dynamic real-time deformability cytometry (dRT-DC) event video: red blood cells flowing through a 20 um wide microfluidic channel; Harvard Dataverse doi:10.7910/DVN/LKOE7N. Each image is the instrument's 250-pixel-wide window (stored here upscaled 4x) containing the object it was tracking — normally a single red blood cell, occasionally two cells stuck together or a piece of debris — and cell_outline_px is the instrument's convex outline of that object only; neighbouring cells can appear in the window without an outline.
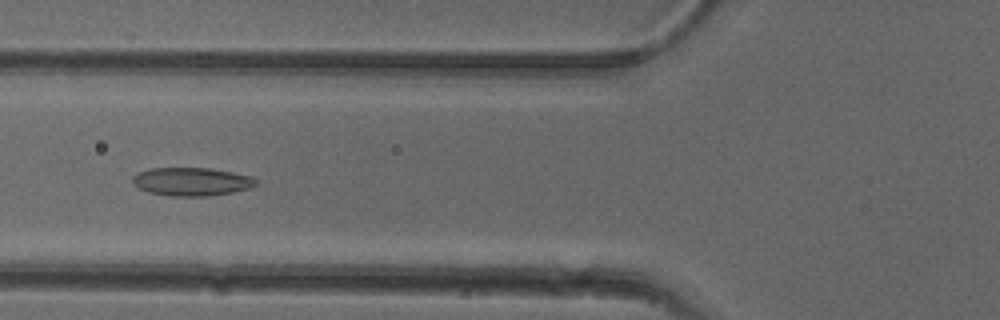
{"species": "common noctule bat (a hibernating species)", "species_latin": "Nyctalus noctula", "temperature_condition": "cold", "stored_images_in_passage": 54, "camera_frame_rate_fps": 3000, "um_per_image_px": 0.085, "animal": {"sex": "female"}, "frame": {"image": 1, "passage_image": 21, "time_ms": 6.667, "image_size_px": [1000, 320], "cell_outline_px": [[256, 184], [244, 188], [228, 192], [200, 196], [184, 196], [152, 192], [140, 188], [132, 180], [140, 172], [152, 168], [204, 168], [228, 172], [248, 176], [256, 180]], "centroid_in_image_um": [16.25, 15.42], "position_along_channel_um": 109.6, "area_um2": 19.02}}
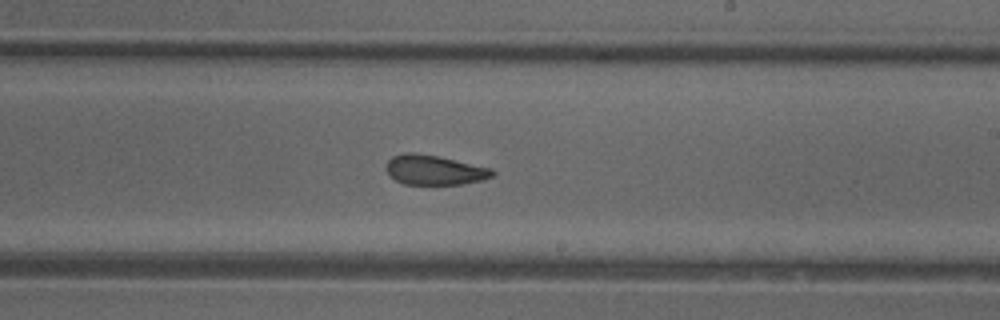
{"frame": {"image": 2, "passage_image": 32, "time_ms": 10.333, "image_size_px": [1000, 320], "cell_outline_px": [[496, 172], [492, 176], [480, 180], [460, 184], [408, 184], [396, 180], [388, 172], [388, 160], [392, 156], [436, 156], [488, 168]], "centroid_in_image_um": [36.98, 14.5], "position_along_channel_um": 252.0, "area_um2": 16.99}}
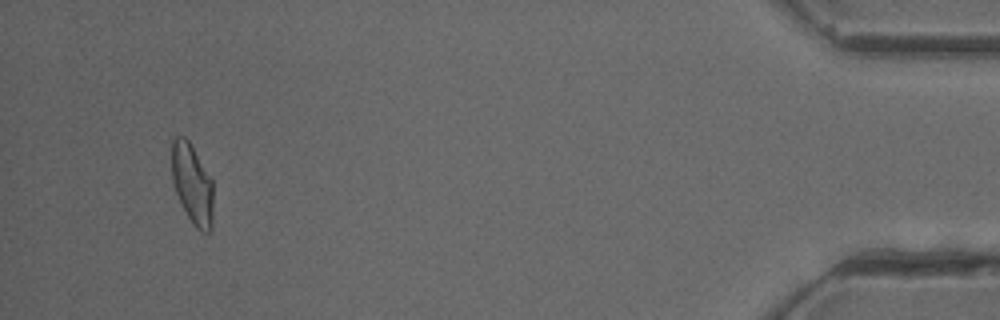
{"frame": {"image": 3, "passage_image": 51, "time_ms": 16.667, "image_size_px": [1000, 320], "cell_outline_px": [[212, 216], [208, 232], [200, 228], [188, 216], [176, 192], [172, 176], [172, 144], [176, 136], [180, 136], [188, 140], [212, 180]], "centroid_in_image_um": [16.32, 15.56], "position_along_channel_um": 418.9, "area_um2": 18.32}, "authors_computed_cell_mechanics": {"area_um2": 18.496, "velocity_mm_per_s": 3.8792, "shape_relaxation_time_tau1_ms": 11.1977, "shape_relaxation_time_tau2_ms": 2.6852, "deformation_change_tau1": 0.2193, "deformation_change_tau2": 0.0968}}